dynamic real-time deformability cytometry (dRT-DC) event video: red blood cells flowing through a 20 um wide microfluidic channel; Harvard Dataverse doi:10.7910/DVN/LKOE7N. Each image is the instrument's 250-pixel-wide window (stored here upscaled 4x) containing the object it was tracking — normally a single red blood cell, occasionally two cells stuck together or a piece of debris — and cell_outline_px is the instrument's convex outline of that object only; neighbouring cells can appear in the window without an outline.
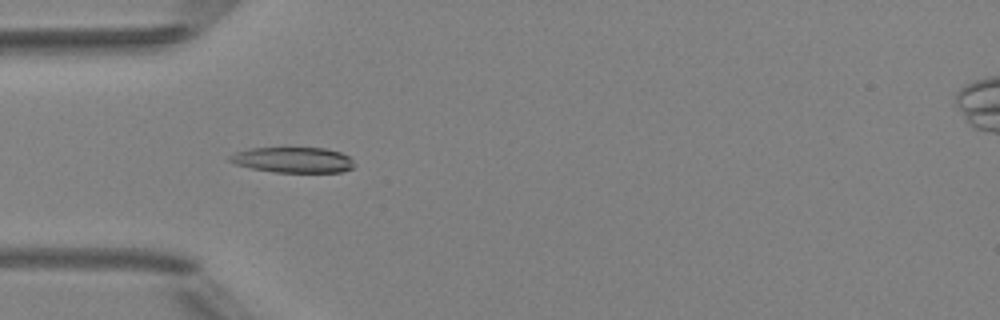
{"species": "Egyptian fruit bat (a non-hibernating species)", "species_latin": "Rousettus aegyptiacus", "temperature_condition": "room temperature", "stored_images_in_passage": 3, "camera_frame_rate_fps": 3000, "um_per_image_px": 0.085, "animal": {"sex": "female"}, "frame": {"image": 1, "passage_image": 2, "time_ms": 1.333, "image_size_px": [1000, 320], "cell_outline_px": [[356, 164], [352, 168], [340, 172], [276, 172], [252, 168], [236, 164], [228, 160], [228, 156], [236, 152], [252, 148], [324, 148], [340, 152], [348, 156]], "centroid_in_image_um": [24.92, 13.59], "position_along_channel_um": 60.1, "area_um2": 18.38}}
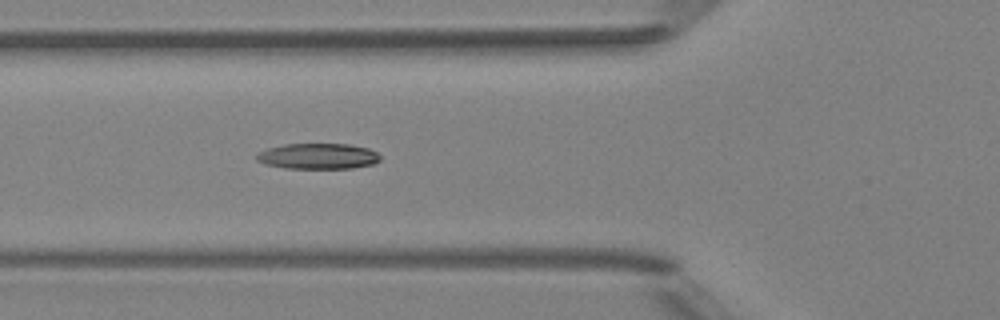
{"frame": {"image": 2, "passage_image": 3, "time_ms": 2.333, "image_size_px": [1000, 320], "cell_outline_px": [[380, 160], [372, 164], [352, 168], [284, 168], [264, 164], [256, 160], [256, 156], [260, 152], [268, 148], [284, 144], [348, 144], [368, 148], [376, 152], [380, 156]], "centroid_in_image_um": [27.02, 13.28], "position_along_channel_um": 98.8, "area_um2": 18.44}}